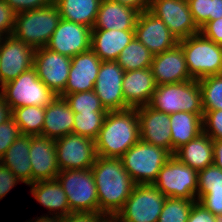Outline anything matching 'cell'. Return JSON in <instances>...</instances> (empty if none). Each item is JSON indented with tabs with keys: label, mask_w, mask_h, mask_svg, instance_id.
Listing matches in <instances>:
<instances>
[{
	"label": "cell",
	"mask_w": 222,
	"mask_h": 222,
	"mask_svg": "<svg viewBox=\"0 0 222 222\" xmlns=\"http://www.w3.org/2000/svg\"><path fill=\"white\" fill-rule=\"evenodd\" d=\"M30 162L32 183L56 179L60 172L55 140L41 135L30 136Z\"/></svg>",
	"instance_id": "obj_21"
},
{
	"label": "cell",
	"mask_w": 222,
	"mask_h": 222,
	"mask_svg": "<svg viewBox=\"0 0 222 222\" xmlns=\"http://www.w3.org/2000/svg\"><path fill=\"white\" fill-rule=\"evenodd\" d=\"M140 140L162 147L171 153L170 114L158 111L150 105L137 107Z\"/></svg>",
	"instance_id": "obj_18"
},
{
	"label": "cell",
	"mask_w": 222,
	"mask_h": 222,
	"mask_svg": "<svg viewBox=\"0 0 222 222\" xmlns=\"http://www.w3.org/2000/svg\"><path fill=\"white\" fill-rule=\"evenodd\" d=\"M71 212H99L97 187L91 168L60 171L56 177Z\"/></svg>",
	"instance_id": "obj_8"
},
{
	"label": "cell",
	"mask_w": 222,
	"mask_h": 222,
	"mask_svg": "<svg viewBox=\"0 0 222 222\" xmlns=\"http://www.w3.org/2000/svg\"><path fill=\"white\" fill-rule=\"evenodd\" d=\"M45 107L24 106L12 110V118L20 127L22 135H42Z\"/></svg>",
	"instance_id": "obj_32"
},
{
	"label": "cell",
	"mask_w": 222,
	"mask_h": 222,
	"mask_svg": "<svg viewBox=\"0 0 222 222\" xmlns=\"http://www.w3.org/2000/svg\"><path fill=\"white\" fill-rule=\"evenodd\" d=\"M166 198L153 184H136L115 218L119 222H157Z\"/></svg>",
	"instance_id": "obj_9"
},
{
	"label": "cell",
	"mask_w": 222,
	"mask_h": 222,
	"mask_svg": "<svg viewBox=\"0 0 222 222\" xmlns=\"http://www.w3.org/2000/svg\"><path fill=\"white\" fill-rule=\"evenodd\" d=\"M150 69L157 85L193 79L188 72L185 54L179 44L172 49L153 55Z\"/></svg>",
	"instance_id": "obj_20"
},
{
	"label": "cell",
	"mask_w": 222,
	"mask_h": 222,
	"mask_svg": "<svg viewBox=\"0 0 222 222\" xmlns=\"http://www.w3.org/2000/svg\"><path fill=\"white\" fill-rule=\"evenodd\" d=\"M197 199L167 197L157 222H187Z\"/></svg>",
	"instance_id": "obj_35"
},
{
	"label": "cell",
	"mask_w": 222,
	"mask_h": 222,
	"mask_svg": "<svg viewBox=\"0 0 222 222\" xmlns=\"http://www.w3.org/2000/svg\"><path fill=\"white\" fill-rule=\"evenodd\" d=\"M19 182L22 183L10 169L0 163V200L6 197Z\"/></svg>",
	"instance_id": "obj_44"
},
{
	"label": "cell",
	"mask_w": 222,
	"mask_h": 222,
	"mask_svg": "<svg viewBox=\"0 0 222 222\" xmlns=\"http://www.w3.org/2000/svg\"><path fill=\"white\" fill-rule=\"evenodd\" d=\"M30 135H21L7 149L0 163L10 169L27 186L32 184Z\"/></svg>",
	"instance_id": "obj_28"
},
{
	"label": "cell",
	"mask_w": 222,
	"mask_h": 222,
	"mask_svg": "<svg viewBox=\"0 0 222 222\" xmlns=\"http://www.w3.org/2000/svg\"><path fill=\"white\" fill-rule=\"evenodd\" d=\"M135 8L139 12L149 10V0H111Z\"/></svg>",
	"instance_id": "obj_48"
},
{
	"label": "cell",
	"mask_w": 222,
	"mask_h": 222,
	"mask_svg": "<svg viewBox=\"0 0 222 222\" xmlns=\"http://www.w3.org/2000/svg\"><path fill=\"white\" fill-rule=\"evenodd\" d=\"M105 222H119L115 217H109Z\"/></svg>",
	"instance_id": "obj_53"
},
{
	"label": "cell",
	"mask_w": 222,
	"mask_h": 222,
	"mask_svg": "<svg viewBox=\"0 0 222 222\" xmlns=\"http://www.w3.org/2000/svg\"><path fill=\"white\" fill-rule=\"evenodd\" d=\"M21 135L20 127L13 118L0 124V159L4 156L11 144Z\"/></svg>",
	"instance_id": "obj_40"
},
{
	"label": "cell",
	"mask_w": 222,
	"mask_h": 222,
	"mask_svg": "<svg viewBox=\"0 0 222 222\" xmlns=\"http://www.w3.org/2000/svg\"><path fill=\"white\" fill-rule=\"evenodd\" d=\"M124 70L116 61H102L94 92L107 111L130 108L124 100L122 81Z\"/></svg>",
	"instance_id": "obj_15"
},
{
	"label": "cell",
	"mask_w": 222,
	"mask_h": 222,
	"mask_svg": "<svg viewBox=\"0 0 222 222\" xmlns=\"http://www.w3.org/2000/svg\"><path fill=\"white\" fill-rule=\"evenodd\" d=\"M213 164L222 169V140H213Z\"/></svg>",
	"instance_id": "obj_50"
},
{
	"label": "cell",
	"mask_w": 222,
	"mask_h": 222,
	"mask_svg": "<svg viewBox=\"0 0 222 222\" xmlns=\"http://www.w3.org/2000/svg\"><path fill=\"white\" fill-rule=\"evenodd\" d=\"M197 195L202 190H222V169L213 165L198 172Z\"/></svg>",
	"instance_id": "obj_37"
},
{
	"label": "cell",
	"mask_w": 222,
	"mask_h": 222,
	"mask_svg": "<svg viewBox=\"0 0 222 222\" xmlns=\"http://www.w3.org/2000/svg\"><path fill=\"white\" fill-rule=\"evenodd\" d=\"M14 22L15 12L4 0H0V34L4 36L12 35Z\"/></svg>",
	"instance_id": "obj_42"
},
{
	"label": "cell",
	"mask_w": 222,
	"mask_h": 222,
	"mask_svg": "<svg viewBox=\"0 0 222 222\" xmlns=\"http://www.w3.org/2000/svg\"><path fill=\"white\" fill-rule=\"evenodd\" d=\"M71 58L51 51L46 47L38 48L34 55V68L38 78L57 96L65 89Z\"/></svg>",
	"instance_id": "obj_14"
},
{
	"label": "cell",
	"mask_w": 222,
	"mask_h": 222,
	"mask_svg": "<svg viewBox=\"0 0 222 222\" xmlns=\"http://www.w3.org/2000/svg\"><path fill=\"white\" fill-rule=\"evenodd\" d=\"M134 37V30L92 29L91 50L102 61H116Z\"/></svg>",
	"instance_id": "obj_24"
},
{
	"label": "cell",
	"mask_w": 222,
	"mask_h": 222,
	"mask_svg": "<svg viewBox=\"0 0 222 222\" xmlns=\"http://www.w3.org/2000/svg\"><path fill=\"white\" fill-rule=\"evenodd\" d=\"M61 16L55 3L15 14L12 36L35 49L46 47Z\"/></svg>",
	"instance_id": "obj_3"
},
{
	"label": "cell",
	"mask_w": 222,
	"mask_h": 222,
	"mask_svg": "<svg viewBox=\"0 0 222 222\" xmlns=\"http://www.w3.org/2000/svg\"><path fill=\"white\" fill-rule=\"evenodd\" d=\"M0 88V94L12 110L29 105L46 107L57 96L38 78L34 67Z\"/></svg>",
	"instance_id": "obj_7"
},
{
	"label": "cell",
	"mask_w": 222,
	"mask_h": 222,
	"mask_svg": "<svg viewBox=\"0 0 222 222\" xmlns=\"http://www.w3.org/2000/svg\"><path fill=\"white\" fill-rule=\"evenodd\" d=\"M153 54L150 50L135 37L121 51L116 62L127 72L149 68L152 64Z\"/></svg>",
	"instance_id": "obj_31"
},
{
	"label": "cell",
	"mask_w": 222,
	"mask_h": 222,
	"mask_svg": "<svg viewBox=\"0 0 222 222\" xmlns=\"http://www.w3.org/2000/svg\"><path fill=\"white\" fill-rule=\"evenodd\" d=\"M15 14L38 9L53 3V0H4Z\"/></svg>",
	"instance_id": "obj_43"
},
{
	"label": "cell",
	"mask_w": 222,
	"mask_h": 222,
	"mask_svg": "<svg viewBox=\"0 0 222 222\" xmlns=\"http://www.w3.org/2000/svg\"><path fill=\"white\" fill-rule=\"evenodd\" d=\"M108 218L99 212H72L61 217V222H105Z\"/></svg>",
	"instance_id": "obj_45"
},
{
	"label": "cell",
	"mask_w": 222,
	"mask_h": 222,
	"mask_svg": "<svg viewBox=\"0 0 222 222\" xmlns=\"http://www.w3.org/2000/svg\"><path fill=\"white\" fill-rule=\"evenodd\" d=\"M156 86L150 67L124 72L122 90L125 103L130 108L149 105Z\"/></svg>",
	"instance_id": "obj_22"
},
{
	"label": "cell",
	"mask_w": 222,
	"mask_h": 222,
	"mask_svg": "<svg viewBox=\"0 0 222 222\" xmlns=\"http://www.w3.org/2000/svg\"><path fill=\"white\" fill-rule=\"evenodd\" d=\"M28 186L33 198L49 210L48 215L65 217L72 213L67 195L57 179L37 181Z\"/></svg>",
	"instance_id": "obj_26"
},
{
	"label": "cell",
	"mask_w": 222,
	"mask_h": 222,
	"mask_svg": "<svg viewBox=\"0 0 222 222\" xmlns=\"http://www.w3.org/2000/svg\"><path fill=\"white\" fill-rule=\"evenodd\" d=\"M4 37H5L4 35L0 34V46H1V42H2Z\"/></svg>",
	"instance_id": "obj_54"
},
{
	"label": "cell",
	"mask_w": 222,
	"mask_h": 222,
	"mask_svg": "<svg viewBox=\"0 0 222 222\" xmlns=\"http://www.w3.org/2000/svg\"><path fill=\"white\" fill-rule=\"evenodd\" d=\"M149 105L167 114L180 111L204 114L201 90L196 79L157 85Z\"/></svg>",
	"instance_id": "obj_4"
},
{
	"label": "cell",
	"mask_w": 222,
	"mask_h": 222,
	"mask_svg": "<svg viewBox=\"0 0 222 222\" xmlns=\"http://www.w3.org/2000/svg\"><path fill=\"white\" fill-rule=\"evenodd\" d=\"M172 154L159 146L139 140L120 158L135 184H153Z\"/></svg>",
	"instance_id": "obj_6"
},
{
	"label": "cell",
	"mask_w": 222,
	"mask_h": 222,
	"mask_svg": "<svg viewBox=\"0 0 222 222\" xmlns=\"http://www.w3.org/2000/svg\"><path fill=\"white\" fill-rule=\"evenodd\" d=\"M185 54L186 65L193 79L222 74V45L201 33L178 41Z\"/></svg>",
	"instance_id": "obj_5"
},
{
	"label": "cell",
	"mask_w": 222,
	"mask_h": 222,
	"mask_svg": "<svg viewBox=\"0 0 222 222\" xmlns=\"http://www.w3.org/2000/svg\"><path fill=\"white\" fill-rule=\"evenodd\" d=\"M46 214V215H45ZM43 215H40L39 217H35L32 220H28L25 222H61V217L58 216H50L45 213Z\"/></svg>",
	"instance_id": "obj_52"
},
{
	"label": "cell",
	"mask_w": 222,
	"mask_h": 222,
	"mask_svg": "<svg viewBox=\"0 0 222 222\" xmlns=\"http://www.w3.org/2000/svg\"><path fill=\"white\" fill-rule=\"evenodd\" d=\"M134 31L135 38L153 55L172 49L178 44V39L166 24L149 10L139 12Z\"/></svg>",
	"instance_id": "obj_17"
},
{
	"label": "cell",
	"mask_w": 222,
	"mask_h": 222,
	"mask_svg": "<svg viewBox=\"0 0 222 222\" xmlns=\"http://www.w3.org/2000/svg\"><path fill=\"white\" fill-rule=\"evenodd\" d=\"M55 147L60 171L91 168L97 157L95 141L75 133L56 139Z\"/></svg>",
	"instance_id": "obj_11"
},
{
	"label": "cell",
	"mask_w": 222,
	"mask_h": 222,
	"mask_svg": "<svg viewBox=\"0 0 222 222\" xmlns=\"http://www.w3.org/2000/svg\"><path fill=\"white\" fill-rule=\"evenodd\" d=\"M174 156L181 162L199 172L213 165V140L204 132L178 148Z\"/></svg>",
	"instance_id": "obj_27"
},
{
	"label": "cell",
	"mask_w": 222,
	"mask_h": 222,
	"mask_svg": "<svg viewBox=\"0 0 222 222\" xmlns=\"http://www.w3.org/2000/svg\"><path fill=\"white\" fill-rule=\"evenodd\" d=\"M187 3L195 23L201 29L207 22H209L211 0H187Z\"/></svg>",
	"instance_id": "obj_41"
},
{
	"label": "cell",
	"mask_w": 222,
	"mask_h": 222,
	"mask_svg": "<svg viewBox=\"0 0 222 222\" xmlns=\"http://www.w3.org/2000/svg\"><path fill=\"white\" fill-rule=\"evenodd\" d=\"M203 110H222V74L198 80Z\"/></svg>",
	"instance_id": "obj_33"
},
{
	"label": "cell",
	"mask_w": 222,
	"mask_h": 222,
	"mask_svg": "<svg viewBox=\"0 0 222 222\" xmlns=\"http://www.w3.org/2000/svg\"><path fill=\"white\" fill-rule=\"evenodd\" d=\"M107 112L74 113L73 133L94 141L102 128Z\"/></svg>",
	"instance_id": "obj_34"
},
{
	"label": "cell",
	"mask_w": 222,
	"mask_h": 222,
	"mask_svg": "<svg viewBox=\"0 0 222 222\" xmlns=\"http://www.w3.org/2000/svg\"><path fill=\"white\" fill-rule=\"evenodd\" d=\"M35 51L12 35L3 38L0 46V87L34 67Z\"/></svg>",
	"instance_id": "obj_13"
},
{
	"label": "cell",
	"mask_w": 222,
	"mask_h": 222,
	"mask_svg": "<svg viewBox=\"0 0 222 222\" xmlns=\"http://www.w3.org/2000/svg\"><path fill=\"white\" fill-rule=\"evenodd\" d=\"M74 112L68 102L60 96L45 107V117L42 128L44 137L54 140L73 133Z\"/></svg>",
	"instance_id": "obj_25"
},
{
	"label": "cell",
	"mask_w": 222,
	"mask_h": 222,
	"mask_svg": "<svg viewBox=\"0 0 222 222\" xmlns=\"http://www.w3.org/2000/svg\"><path fill=\"white\" fill-rule=\"evenodd\" d=\"M102 0H53L62 19L93 28Z\"/></svg>",
	"instance_id": "obj_30"
},
{
	"label": "cell",
	"mask_w": 222,
	"mask_h": 222,
	"mask_svg": "<svg viewBox=\"0 0 222 222\" xmlns=\"http://www.w3.org/2000/svg\"><path fill=\"white\" fill-rule=\"evenodd\" d=\"M149 11L166 24L178 41L200 33L187 0H153Z\"/></svg>",
	"instance_id": "obj_12"
},
{
	"label": "cell",
	"mask_w": 222,
	"mask_h": 222,
	"mask_svg": "<svg viewBox=\"0 0 222 222\" xmlns=\"http://www.w3.org/2000/svg\"><path fill=\"white\" fill-rule=\"evenodd\" d=\"M91 32L88 26L61 18L46 48L72 58L91 49Z\"/></svg>",
	"instance_id": "obj_16"
},
{
	"label": "cell",
	"mask_w": 222,
	"mask_h": 222,
	"mask_svg": "<svg viewBox=\"0 0 222 222\" xmlns=\"http://www.w3.org/2000/svg\"><path fill=\"white\" fill-rule=\"evenodd\" d=\"M97 187L99 213L115 217L130 197L135 182L121 158L97 156L91 167Z\"/></svg>",
	"instance_id": "obj_1"
},
{
	"label": "cell",
	"mask_w": 222,
	"mask_h": 222,
	"mask_svg": "<svg viewBox=\"0 0 222 222\" xmlns=\"http://www.w3.org/2000/svg\"><path fill=\"white\" fill-rule=\"evenodd\" d=\"M64 99L74 113L108 112L94 90L67 94Z\"/></svg>",
	"instance_id": "obj_36"
},
{
	"label": "cell",
	"mask_w": 222,
	"mask_h": 222,
	"mask_svg": "<svg viewBox=\"0 0 222 222\" xmlns=\"http://www.w3.org/2000/svg\"><path fill=\"white\" fill-rule=\"evenodd\" d=\"M140 140L136 108L108 111L95 140L97 156L120 158Z\"/></svg>",
	"instance_id": "obj_2"
},
{
	"label": "cell",
	"mask_w": 222,
	"mask_h": 222,
	"mask_svg": "<svg viewBox=\"0 0 222 222\" xmlns=\"http://www.w3.org/2000/svg\"><path fill=\"white\" fill-rule=\"evenodd\" d=\"M197 201L222 221V190H202Z\"/></svg>",
	"instance_id": "obj_39"
},
{
	"label": "cell",
	"mask_w": 222,
	"mask_h": 222,
	"mask_svg": "<svg viewBox=\"0 0 222 222\" xmlns=\"http://www.w3.org/2000/svg\"><path fill=\"white\" fill-rule=\"evenodd\" d=\"M187 222H222L202 204L196 201L191 208Z\"/></svg>",
	"instance_id": "obj_47"
},
{
	"label": "cell",
	"mask_w": 222,
	"mask_h": 222,
	"mask_svg": "<svg viewBox=\"0 0 222 222\" xmlns=\"http://www.w3.org/2000/svg\"><path fill=\"white\" fill-rule=\"evenodd\" d=\"M12 118V109L0 94V124H3Z\"/></svg>",
	"instance_id": "obj_49"
},
{
	"label": "cell",
	"mask_w": 222,
	"mask_h": 222,
	"mask_svg": "<svg viewBox=\"0 0 222 222\" xmlns=\"http://www.w3.org/2000/svg\"><path fill=\"white\" fill-rule=\"evenodd\" d=\"M101 62L91 49L73 56L66 87L59 96L94 90Z\"/></svg>",
	"instance_id": "obj_19"
},
{
	"label": "cell",
	"mask_w": 222,
	"mask_h": 222,
	"mask_svg": "<svg viewBox=\"0 0 222 222\" xmlns=\"http://www.w3.org/2000/svg\"><path fill=\"white\" fill-rule=\"evenodd\" d=\"M200 33L207 39L222 45V17L207 22L201 29Z\"/></svg>",
	"instance_id": "obj_46"
},
{
	"label": "cell",
	"mask_w": 222,
	"mask_h": 222,
	"mask_svg": "<svg viewBox=\"0 0 222 222\" xmlns=\"http://www.w3.org/2000/svg\"><path fill=\"white\" fill-rule=\"evenodd\" d=\"M198 172L174 155L160 169L153 185L166 197L197 199Z\"/></svg>",
	"instance_id": "obj_10"
},
{
	"label": "cell",
	"mask_w": 222,
	"mask_h": 222,
	"mask_svg": "<svg viewBox=\"0 0 222 222\" xmlns=\"http://www.w3.org/2000/svg\"><path fill=\"white\" fill-rule=\"evenodd\" d=\"M203 111V132L212 140H222V110Z\"/></svg>",
	"instance_id": "obj_38"
},
{
	"label": "cell",
	"mask_w": 222,
	"mask_h": 222,
	"mask_svg": "<svg viewBox=\"0 0 222 222\" xmlns=\"http://www.w3.org/2000/svg\"><path fill=\"white\" fill-rule=\"evenodd\" d=\"M204 114L176 112L170 114L171 154L182 145L196 138L203 132L202 118Z\"/></svg>",
	"instance_id": "obj_29"
},
{
	"label": "cell",
	"mask_w": 222,
	"mask_h": 222,
	"mask_svg": "<svg viewBox=\"0 0 222 222\" xmlns=\"http://www.w3.org/2000/svg\"><path fill=\"white\" fill-rule=\"evenodd\" d=\"M222 17V0H211V14L209 21H213Z\"/></svg>",
	"instance_id": "obj_51"
},
{
	"label": "cell",
	"mask_w": 222,
	"mask_h": 222,
	"mask_svg": "<svg viewBox=\"0 0 222 222\" xmlns=\"http://www.w3.org/2000/svg\"><path fill=\"white\" fill-rule=\"evenodd\" d=\"M139 11L111 0H102L92 29L134 30Z\"/></svg>",
	"instance_id": "obj_23"
}]
</instances>
